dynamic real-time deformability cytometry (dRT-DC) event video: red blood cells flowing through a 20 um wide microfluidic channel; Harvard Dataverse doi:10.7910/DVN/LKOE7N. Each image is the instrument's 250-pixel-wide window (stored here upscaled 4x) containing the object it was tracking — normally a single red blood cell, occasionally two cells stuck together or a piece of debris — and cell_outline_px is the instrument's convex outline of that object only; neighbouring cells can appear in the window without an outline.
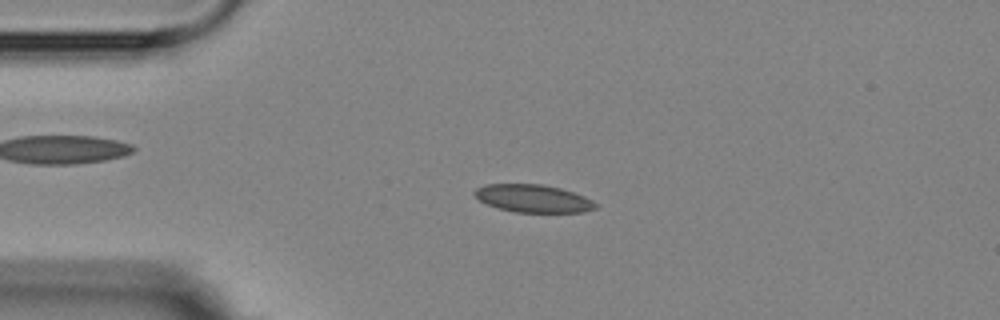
{"species": "Egyptian fruit bat (a non-hibernating species)", "species_latin": "Rousettus aegyptiacus", "temperature_condition": "room temperature", "stored_images_in_passage": 4, "camera_frame_rate_fps": 3000, "um_per_image_px": 0.085, "animal": {"sex": "female"}, "frame": {"image": 1, "passage_image": 3, "time_ms": 2.333, "image_size_px": [1000, 320], "cell_outline_px": [[596, 208], [584, 212], [516, 212], [496, 208], [480, 200], [472, 192], [476, 188], [484, 184], [540, 184], [560, 188], [584, 196], [592, 200], [596, 204]], "centroid_in_image_um": [45.29, 16.87], "position_along_channel_um": 39.7, "area_um2": 19.48}}